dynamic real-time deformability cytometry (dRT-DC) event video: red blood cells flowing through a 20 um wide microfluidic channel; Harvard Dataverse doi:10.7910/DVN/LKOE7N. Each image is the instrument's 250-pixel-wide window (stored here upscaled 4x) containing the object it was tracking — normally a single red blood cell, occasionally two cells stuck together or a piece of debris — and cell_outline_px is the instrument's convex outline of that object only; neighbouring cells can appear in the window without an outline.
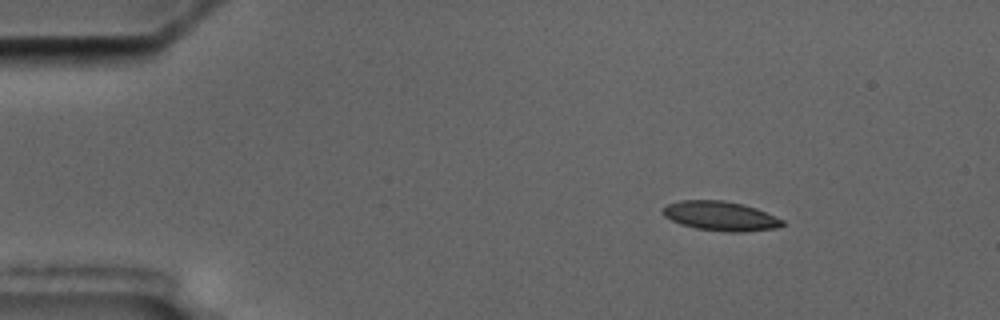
{"species": "common noctule bat (a hibernating species)", "species_latin": "Nyctalus noctula", "temperature_condition": "cold", "stored_images_in_passage": 5, "camera_frame_rate_fps": 3000, "um_per_image_px": 0.085, "animal": {"sex": "male", "body_mass_g": 17.5, "forearm_length_mm": 52.3}, "frame": {"image": 1, "passage_image": 2, "time_ms": 1.333, "image_size_px": [1000, 320], "cell_outline_px": [[784, 224], [776, 228], [744, 232], [728, 232], [696, 228], [680, 224], [664, 216], [660, 208], [668, 204], [680, 200], [724, 200], [744, 204], [756, 208], [784, 220]], "centroid_in_image_um": [61.22, 18.35], "position_along_channel_um": 23.8, "area_um2": 20.58}}
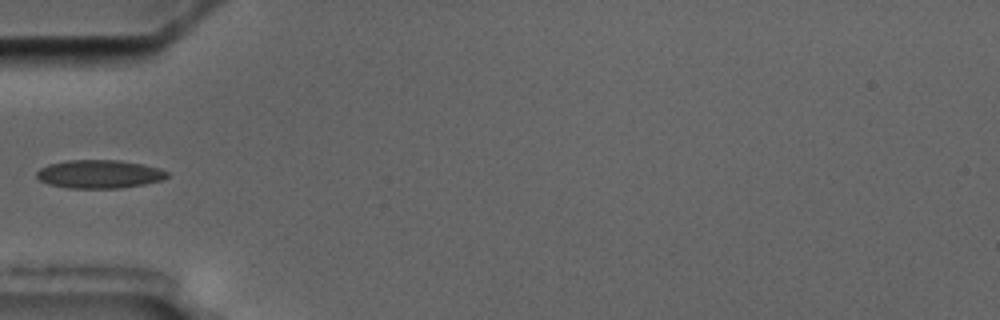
{"frame": {"image": 2, "passage_image": 5, "time_ms": 5.0, "image_size_px": [1000, 320], "cell_outline_px": [[168, 176], [164, 180], [144, 184], [120, 188], [68, 188], [48, 184], [40, 180], [36, 176], [36, 172], [40, 168], [48, 164], [68, 160], [120, 160], [160, 168], [168, 172]], "centroid_in_image_um": [8.44, 14.8], "position_along_channel_um": 76.6, "area_um2": 21.62}}